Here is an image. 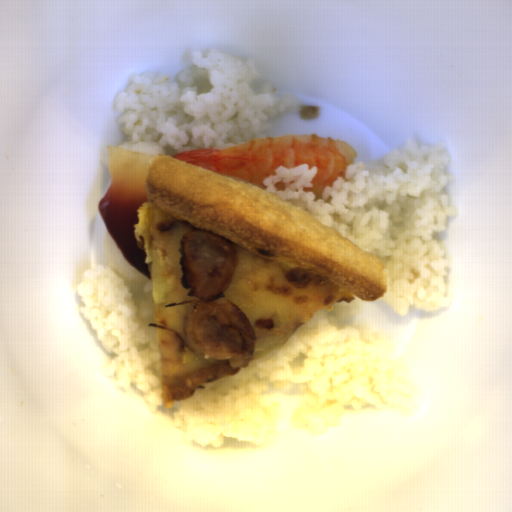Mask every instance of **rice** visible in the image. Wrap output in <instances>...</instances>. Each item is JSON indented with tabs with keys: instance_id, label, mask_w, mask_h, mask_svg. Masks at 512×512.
Here are the masks:
<instances>
[{
	"instance_id": "obj_6",
	"label": "rice",
	"mask_w": 512,
	"mask_h": 512,
	"mask_svg": "<svg viewBox=\"0 0 512 512\" xmlns=\"http://www.w3.org/2000/svg\"><path fill=\"white\" fill-rule=\"evenodd\" d=\"M115 147H122L134 151L152 153L154 156L156 154H165V149L156 140L125 141Z\"/></svg>"
},
{
	"instance_id": "obj_1",
	"label": "rice",
	"mask_w": 512,
	"mask_h": 512,
	"mask_svg": "<svg viewBox=\"0 0 512 512\" xmlns=\"http://www.w3.org/2000/svg\"><path fill=\"white\" fill-rule=\"evenodd\" d=\"M363 303L335 302L300 325L286 342L237 374L198 385L178 400L174 429L202 449L222 447L225 437L269 444L283 413L279 403L264 405L268 394L297 399L292 426L322 435L355 409H391L408 404L415 383L406 371L393 335L362 319Z\"/></svg>"
},
{
	"instance_id": "obj_3",
	"label": "rice",
	"mask_w": 512,
	"mask_h": 512,
	"mask_svg": "<svg viewBox=\"0 0 512 512\" xmlns=\"http://www.w3.org/2000/svg\"><path fill=\"white\" fill-rule=\"evenodd\" d=\"M302 100L262 80L254 59L194 51L182 72L132 73L116 96L117 121L129 141H156L176 156L268 138L273 121L298 114Z\"/></svg>"
},
{
	"instance_id": "obj_7",
	"label": "rice",
	"mask_w": 512,
	"mask_h": 512,
	"mask_svg": "<svg viewBox=\"0 0 512 512\" xmlns=\"http://www.w3.org/2000/svg\"><path fill=\"white\" fill-rule=\"evenodd\" d=\"M108 151H106L104 157H103V161H102V164L105 166V168L110 172V167H109V159H108Z\"/></svg>"
},
{
	"instance_id": "obj_4",
	"label": "rice",
	"mask_w": 512,
	"mask_h": 512,
	"mask_svg": "<svg viewBox=\"0 0 512 512\" xmlns=\"http://www.w3.org/2000/svg\"><path fill=\"white\" fill-rule=\"evenodd\" d=\"M79 312L103 343L102 372L117 390L135 389L149 411L163 405L152 280L128 282L107 264L87 268L77 285Z\"/></svg>"
},
{
	"instance_id": "obj_5",
	"label": "rice",
	"mask_w": 512,
	"mask_h": 512,
	"mask_svg": "<svg viewBox=\"0 0 512 512\" xmlns=\"http://www.w3.org/2000/svg\"><path fill=\"white\" fill-rule=\"evenodd\" d=\"M102 246L104 262L107 268L115 275L129 283L148 282L149 278L145 277L128 263L113 240L107 226L105 228Z\"/></svg>"
},
{
	"instance_id": "obj_2",
	"label": "rice",
	"mask_w": 512,
	"mask_h": 512,
	"mask_svg": "<svg viewBox=\"0 0 512 512\" xmlns=\"http://www.w3.org/2000/svg\"><path fill=\"white\" fill-rule=\"evenodd\" d=\"M447 142L413 138L373 161L354 162L345 176L326 187L322 197L311 191L316 166L278 167L264 179L265 189L307 210L387 266L381 299L395 313L410 309L439 313L450 308L447 253L440 235L457 217L451 201Z\"/></svg>"
}]
</instances>
